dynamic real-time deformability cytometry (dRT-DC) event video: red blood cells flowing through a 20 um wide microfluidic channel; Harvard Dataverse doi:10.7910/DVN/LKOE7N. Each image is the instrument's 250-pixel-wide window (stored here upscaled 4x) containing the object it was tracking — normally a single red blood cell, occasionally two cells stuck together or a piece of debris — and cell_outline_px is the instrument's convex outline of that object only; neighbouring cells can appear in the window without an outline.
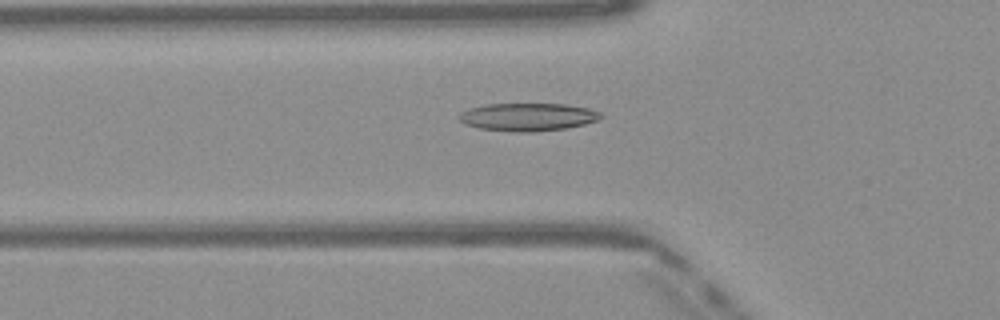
{"species": "Egyptian fruit bat (a non-hibernating species)", "species_latin": "Rousettus aegyptiacus", "temperature_condition": "warm", "stored_images_in_passage": 49, "camera_frame_rate_fps": 3000, "um_per_image_px": 0.085, "frame": {"image": 1, "passage_image": 17, "time_ms": 5.333, "image_size_px": [1000, 320], "cell_outline_px": [[604, 116], [600, 120], [568, 128], [532, 132], [512, 132], [480, 128], [464, 124], [456, 116], [460, 112], [468, 108], [484, 104], [564, 104], [588, 108], [600, 112]], "centroid_in_image_um": [44.85, 9.94], "position_along_channel_um": 80.9, "area_um2": 23.29}}
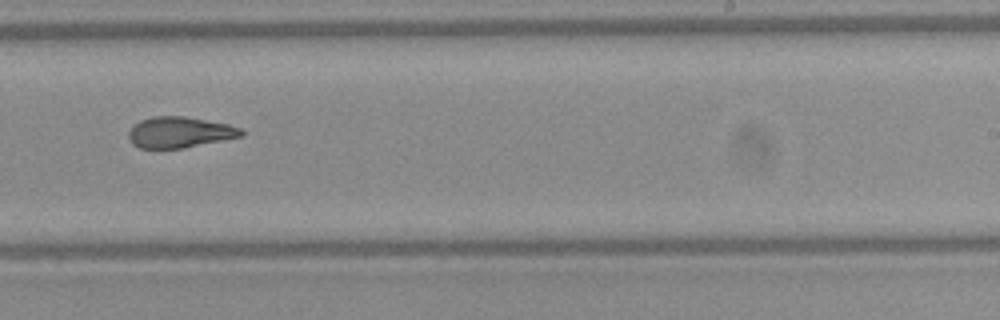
{"frame": {"image": 2, "passage_image": 31, "time_ms": 10.0, "image_size_px": [1000, 320], "cell_outline_px": [[244, 136], [184, 148], [140, 148], [132, 144], [128, 136], [128, 132], [140, 120], [152, 116], [184, 116], [228, 124], [240, 128], [244, 132]], "centroid_in_image_um": [15.28, 11.25], "position_along_channel_um": 273.7, "area_um2": 20.29}}
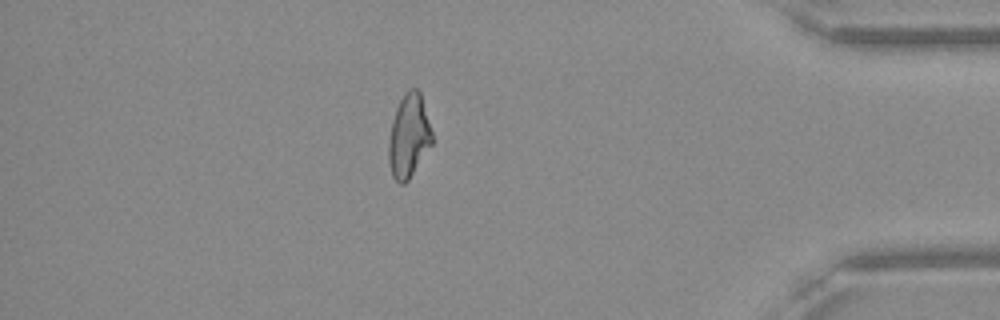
{"frame": {"image": 3, "passage_image": 43, "time_ms": 14.0, "image_size_px": [1000, 320], "cell_outline_px": [[432, 144], [408, 180], [404, 184], [400, 184], [392, 176], [388, 160], [388, 144], [392, 120], [396, 108], [404, 92], [408, 88], [416, 88], [420, 92], [432, 132]], "centroid_in_image_um": [34.73, 11.55], "position_along_channel_um": 400.5, "area_um2": 21.04}, "authors_computed_cell_mechanics": {"area_um2": 21.4438, "velocity_mm_per_s": 4.1051, "shape_relaxation_time_tau1_ms": null, "shape_relaxation_time_tau2_ms": 2.5778, "deformation_change_tau1": null, "deformation_change_tau2": 0.0937}}